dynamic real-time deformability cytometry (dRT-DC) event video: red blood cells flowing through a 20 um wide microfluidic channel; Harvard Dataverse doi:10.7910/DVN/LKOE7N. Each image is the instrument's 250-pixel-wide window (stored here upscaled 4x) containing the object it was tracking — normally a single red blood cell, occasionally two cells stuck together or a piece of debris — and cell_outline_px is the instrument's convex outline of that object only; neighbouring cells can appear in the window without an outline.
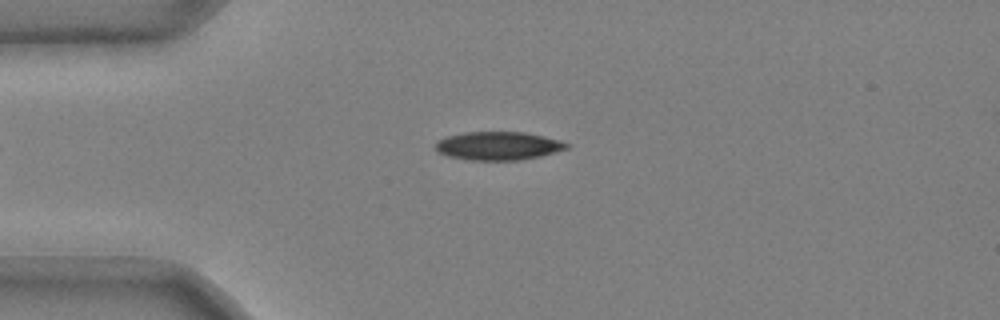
{"species": "common noctule bat (a hibernating species)", "species_latin": "Nyctalus noctula", "temperature_condition": "cold", "stored_images_in_passage": 38, "camera_frame_rate_fps": 3000, "um_per_image_px": 0.085, "animal": {"sex": "male", "body_mass_g": 20.4}, "frame": {"image": 1, "passage_image": 2, "time_ms": 0.333, "image_size_px": [1000, 320], "cell_outline_px": [[572, 144], [568, 148], [540, 156], [520, 160], [468, 160], [448, 156], [440, 152], [436, 148], [436, 140], [448, 136], [464, 132], [524, 132], [544, 136], [560, 140]], "centroid_in_image_um": [42.37, 12.39], "position_along_channel_um": 42.6, "area_um2": 21.68}}
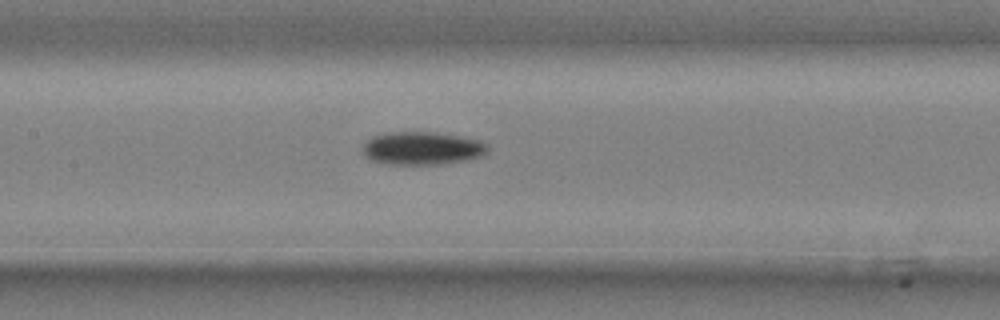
{"frame": {"image": 2, "passage_image": 14, "time_ms": 4.333, "image_size_px": [1000, 320], "cell_outline_px": [[488, 152], [484, 156], [468, 160], [440, 164], [384, 164], [372, 160], [364, 156], [364, 144], [372, 136], [384, 132], [436, 132], [460, 136], [480, 140], [488, 144]], "centroid_in_image_um": [35.92, 12.6], "position_along_channel_um": 171.5, "area_um2": 24.33}}
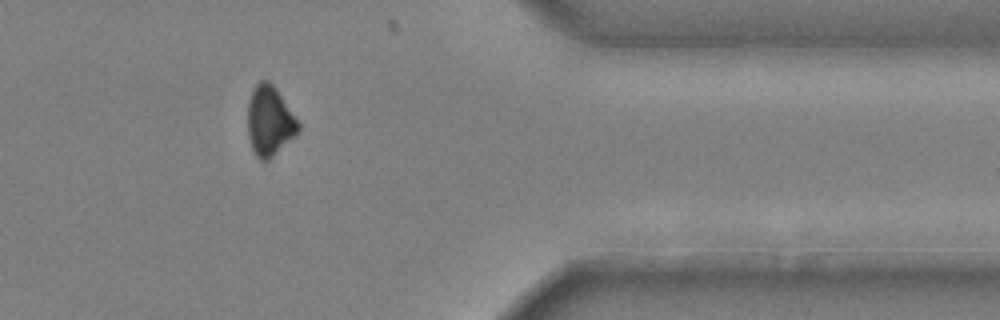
{"frame": {"image": 3, "passage_image": 33, "time_ms": 10.667, "image_size_px": [1000, 320], "cell_outline_px": [[300, 132], [268, 160], [260, 160], [256, 156], [252, 148], [248, 136], [248, 100], [256, 84], [260, 80], [268, 80], [276, 88], [300, 124]], "centroid_in_image_um": [22.92, 10.28], "position_along_channel_um": 388.5, "area_um2": 20.52}, "authors_computed_cell_mechanics": {"area_um2": 23.3512, "velocity_mm_per_s": 3.7218, "shape_relaxation_time_tau1_ms": 3.998, "shape_relaxation_time_tau2_ms": null, "deformation_change_tau1": 0.1235, "deformation_change_tau2": null}}